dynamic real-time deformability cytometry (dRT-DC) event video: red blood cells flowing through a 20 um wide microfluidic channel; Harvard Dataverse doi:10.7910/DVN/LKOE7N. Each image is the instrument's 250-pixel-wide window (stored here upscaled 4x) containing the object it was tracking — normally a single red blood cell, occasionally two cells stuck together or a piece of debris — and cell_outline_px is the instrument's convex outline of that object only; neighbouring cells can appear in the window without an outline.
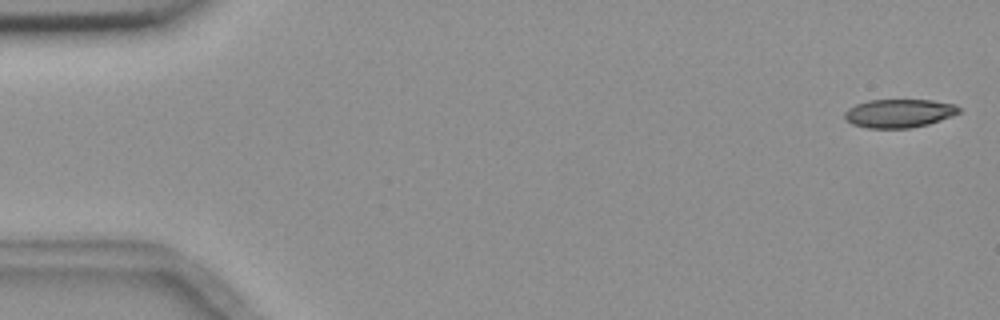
{"species": "common noctule bat (a hibernating species)", "species_latin": "Nyctalus noctula", "temperature_condition": "room temperature", "stored_images_in_passage": 4, "camera_frame_rate_fps": 3000, "um_per_image_px": 0.085, "animal": {"sex": "female", "body_mass_g": 18.4}, "frame": {"image": 1, "passage_image": 1, "time_ms": 0.0, "image_size_px": [1000, 320], "cell_outline_px": [[960, 112], [952, 116], [928, 124], [912, 128], [868, 128], [852, 124], [844, 116], [844, 112], [848, 108], [856, 104], [868, 100], [932, 100], [956, 104], [960, 108]], "centroid_in_image_um": [76.43, 9.63], "position_along_channel_um": 8.6, "area_um2": 19.02}}